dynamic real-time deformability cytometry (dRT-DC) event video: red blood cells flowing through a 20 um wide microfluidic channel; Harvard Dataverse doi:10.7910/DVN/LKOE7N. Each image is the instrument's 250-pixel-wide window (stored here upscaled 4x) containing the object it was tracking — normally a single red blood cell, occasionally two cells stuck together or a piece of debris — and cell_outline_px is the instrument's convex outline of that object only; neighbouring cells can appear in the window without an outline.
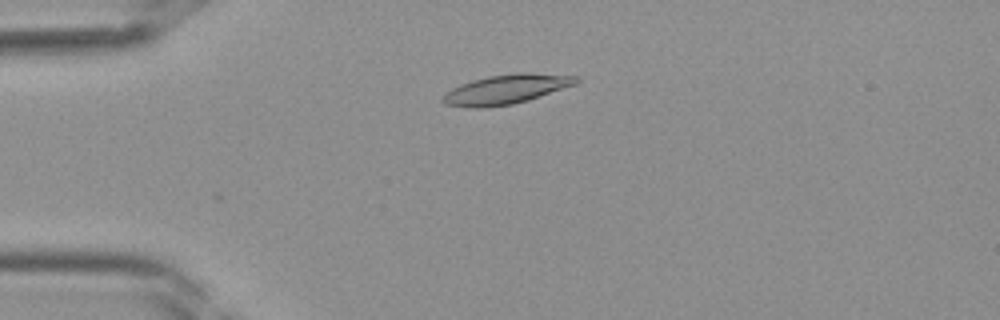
{"species": "Egyptian fruit bat (a non-hibernating species)", "species_latin": "Rousettus aegyptiacus", "temperature_condition": "room temperature", "stored_images_in_passage": 30, "camera_frame_rate_fps": 3000, "um_per_image_px": 0.085, "frame": {"image": 1, "passage_image": 1, "time_ms": 0.0, "image_size_px": [1000, 320], "cell_outline_px": [[580, 80], [576, 84], [528, 100], [512, 104], [480, 108], [464, 108], [444, 104], [440, 100], [440, 96], [444, 92], [460, 84], [472, 80], [488, 76], [516, 72], [532, 72], [580, 76]], "centroid_in_image_um": [42.98, 7.58], "position_along_channel_um": 42.0, "area_um2": 23.35}}
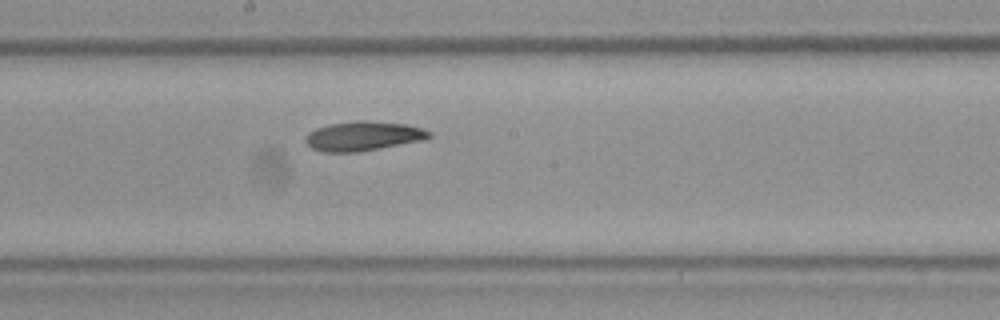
{"frame": {"image": 2, "passage_image": 13, "time_ms": 4.0, "image_size_px": [1000, 320], "cell_outline_px": [[432, 136], [424, 140], [356, 152], [320, 152], [312, 148], [304, 140], [304, 136], [308, 132], [316, 128], [328, 124], [356, 120], [364, 120], [404, 124], [420, 128], [432, 132]], "centroid_in_image_um": [30.83, 11.56], "position_along_channel_um": 217.4, "area_um2": 21.21}}
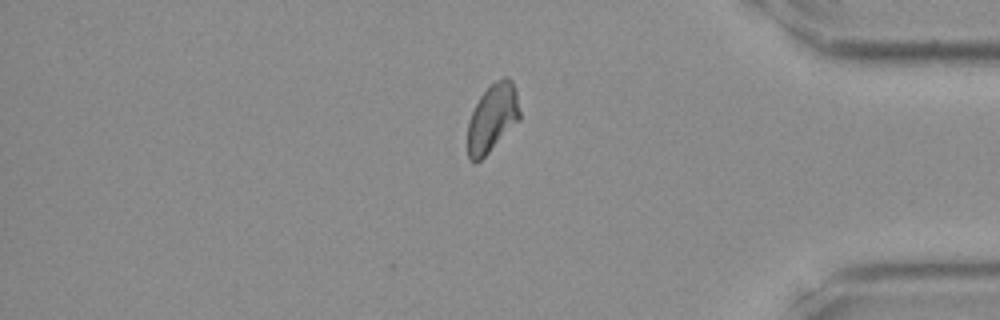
{"frame": {"image": 3, "passage_image": 25, "time_ms": 8.0, "image_size_px": [1000, 320], "cell_outline_px": [[520, 120], [476, 164], [472, 164], [468, 160], [468, 124], [472, 112], [480, 96], [496, 80], [504, 76], [512, 80], [516, 88], [520, 112]], "centroid_in_image_um": [41.86, 10.04], "position_along_channel_um": 393.3, "area_um2": 20.63}}